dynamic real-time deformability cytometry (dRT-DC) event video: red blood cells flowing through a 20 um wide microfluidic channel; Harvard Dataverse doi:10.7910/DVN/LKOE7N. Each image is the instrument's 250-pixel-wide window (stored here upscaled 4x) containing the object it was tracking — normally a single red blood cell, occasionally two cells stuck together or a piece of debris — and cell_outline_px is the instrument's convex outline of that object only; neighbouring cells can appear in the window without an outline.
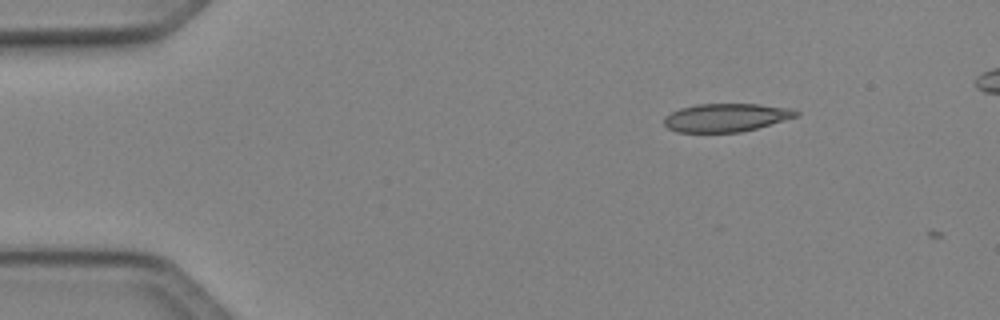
{"species": "Egyptian fruit bat (a non-hibernating species)", "species_latin": "Rousettus aegyptiacus", "temperature_condition": "cold", "stored_images_in_passage": 3, "camera_frame_rate_fps": 3000, "um_per_image_px": 0.085, "animal": {"sex": "female"}, "frame": {"image": 1, "passage_image": 1, "time_ms": 0.0, "image_size_px": [1000, 320], "cell_outline_px": [[800, 112], [796, 116], [756, 128], [740, 132], [676, 132], [668, 128], [664, 124], [664, 116], [680, 108], [696, 104], [756, 104], [792, 108]], "centroid_in_image_um": [61.67, 9.99], "position_along_channel_um": 23.3, "area_um2": 21.56}}